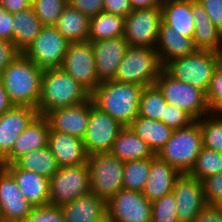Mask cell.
<instances>
[{
    "mask_svg": "<svg viewBox=\"0 0 222 222\" xmlns=\"http://www.w3.org/2000/svg\"><path fill=\"white\" fill-rule=\"evenodd\" d=\"M172 193L176 201L179 222H194L199 212L207 204L202 181L188 173L181 174L177 178Z\"/></svg>",
    "mask_w": 222,
    "mask_h": 222,
    "instance_id": "obj_15",
    "label": "cell"
},
{
    "mask_svg": "<svg viewBox=\"0 0 222 222\" xmlns=\"http://www.w3.org/2000/svg\"><path fill=\"white\" fill-rule=\"evenodd\" d=\"M43 71L23 53H20L3 71L1 80L9 101L17 106L35 109L41 95Z\"/></svg>",
    "mask_w": 222,
    "mask_h": 222,
    "instance_id": "obj_2",
    "label": "cell"
},
{
    "mask_svg": "<svg viewBox=\"0 0 222 222\" xmlns=\"http://www.w3.org/2000/svg\"><path fill=\"white\" fill-rule=\"evenodd\" d=\"M162 70L163 65L155 49L129 46L118 65L114 80L146 87L155 84Z\"/></svg>",
    "mask_w": 222,
    "mask_h": 222,
    "instance_id": "obj_5",
    "label": "cell"
},
{
    "mask_svg": "<svg viewBox=\"0 0 222 222\" xmlns=\"http://www.w3.org/2000/svg\"><path fill=\"white\" fill-rule=\"evenodd\" d=\"M194 17L193 42L197 50L222 53V31L211 21L198 0H192Z\"/></svg>",
    "mask_w": 222,
    "mask_h": 222,
    "instance_id": "obj_24",
    "label": "cell"
},
{
    "mask_svg": "<svg viewBox=\"0 0 222 222\" xmlns=\"http://www.w3.org/2000/svg\"><path fill=\"white\" fill-rule=\"evenodd\" d=\"M0 4L7 11L15 14L30 8L32 0H0Z\"/></svg>",
    "mask_w": 222,
    "mask_h": 222,
    "instance_id": "obj_50",
    "label": "cell"
},
{
    "mask_svg": "<svg viewBox=\"0 0 222 222\" xmlns=\"http://www.w3.org/2000/svg\"><path fill=\"white\" fill-rule=\"evenodd\" d=\"M222 172V153L202 147L195 164L188 173L190 176L203 180Z\"/></svg>",
    "mask_w": 222,
    "mask_h": 222,
    "instance_id": "obj_37",
    "label": "cell"
},
{
    "mask_svg": "<svg viewBox=\"0 0 222 222\" xmlns=\"http://www.w3.org/2000/svg\"><path fill=\"white\" fill-rule=\"evenodd\" d=\"M206 99L211 113L222 115V59L215 67Z\"/></svg>",
    "mask_w": 222,
    "mask_h": 222,
    "instance_id": "obj_40",
    "label": "cell"
},
{
    "mask_svg": "<svg viewBox=\"0 0 222 222\" xmlns=\"http://www.w3.org/2000/svg\"><path fill=\"white\" fill-rule=\"evenodd\" d=\"M221 59L222 53L196 50L168 62L163 69L173 78L189 83L206 93L215 67Z\"/></svg>",
    "mask_w": 222,
    "mask_h": 222,
    "instance_id": "obj_6",
    "label": "cell"
},
{
    "mask_svg": "<svg viewBox=\"0 0 222 222\" xmlns=\"http://www.w3.org/2000/svg\"><path fill=\"white\" fill-rule=\"evenodd\" d=\"M133 10L161 7L162 0H130Z\"/></svg>",
    "mask_w": 222,
    "mask_h": 222,
    "instance_id": "obj_51",
    "label": "cell"
},
{
    "mask_svg": "<svg viewBox=\"0 0 222 222\" xmlns=\"http://www.w3.org/2000/svg\"><path fill=\"white\" fill-rule=\"evenodd\" d=\"M162 21L186 37L193 38L192 0H162Z\"/></svg>",
    "mask_w": 222,
    "mask_h": 222,
    "instance_id": "obj_27",
    "label": "cell"
},
{
    "mask_svg": "<svg viewBox=\"0 0 222 222\" xmlns=\"http://www.w3.org/2000/svg\"><path fill=\"white\" fill-rule=\"evenodd\" d=\"M207 204L222 207V172L202 180Z\"/></svg>",
    "mask_w": 222,
    "mask_h": 222,
    "instance_id": "obj_41",
    "label": "cell"
},
{
    "mask_svg": "<svg viewBox=\"0 0 222 222\" xmlns=\"http://www.w3.org/2000/svg\"><path fill=\"white\" fill-rule=\"evenodd\" d=\"M155 50L159 54L161 64L164 67L168 62L187 56L197 49L194 45L193 38L178 33L162 21Z\"/></svg>",
    "mask_w": 222,
    "mask_h": 222,
    "instance_id": "obj_25",
    "label": "cell"
},
{
    "mask_svg": "<svg viewBox=\"0 0 222 222\" xmlns=\"http://www.w3.org/2000/svg\"><path fill=\"white\" fill-rule=\"evenodd\" d=\"M15 180L24 198L34 207L49 205V179L14 163L0 164Z\"/></svg>",
    "mask_w": 222,
    "mask_h": 222,
    "instance_id": "obj_20",
    "label": "cell"
},
{
    "mask_svg": "<svg viewBox=\"0 0 222 222\" xmlns=\"http://www.w3.org/2000/svg\"><path fill=\"white\" fill-rule=\"evenodd\" d=\"M13 42L23 53L35 40L44 25L40 22L32 7L13 14Z\"/></svg>",
    "mask_w": 222,
    "mask_h": 222,
    "instance_id": "obj_30",
    "label": "cell"
},
{
    "mask_svg": "<svg viewBox=\"0 0 222 222\" xmlns=\"http://www.w3.org/2000/svg\"><path fill=\"white\" fill-rule=\"evenodd\" d=\"M38 115L33 107L17 105L0 115V163L11 153L17 137Z\"/></svg>",
    "mask_w": 222,
    "mask_h": 222,
    "instance_id": "obj_17",
    "label": "cell"
},
{
    "mask_svg": "<svg viewBox=\"0 0 222 222\" xmlns=\"http://www.w3.org/2000/svg\"><path fill=\"white\" fill-rule=\"evenodd\" d=\"M94 222H114L108 212L103 214L100 218L96 219Z\"/></svg>",
    "mask_w": 222,
    "mask_h": 222,
    "instance_id": "obj_53",
    "label": "cell"
},
{
    "mask_svg": "<svg viewBox=\"0 0 222 222\" xmlns=\"http://www.w3.org/2000/svg\"><path fill=\"white\" fill-rule=\"evenodd\" d=\"M90 99L81 104L48 111L50 131L62 132L83 139L89 121Z\"/></svg>",
    "mask_w": 222,
    "mask_h": 222,
    "instance_id": "obj_19",
    "label": "cell"
},
{
    "mask_svg": "<svg viewBox=\"0 0 222 222\" xmlns=\"http://www.w3.org/2000/svg\"><path fill=\"white\" fill-rule=\"evenodd\" d=\"M130 0H104L103 11L126 17L131 11Z\"/></svg>",
    "mask_w": 222,
    "mask_h": 222,
    "instance_id": "obj_48",
    "label": "cell"
},
{
    "mask_svg": "<svg viewBox=\"0 0 222 222\" xmlns=\"http://www.w3.org/2000/svg\"><path fill=\"white\" fill-rule=\"evenodd\" d=\"M212 23L222 31V0H198Z\"/></svg>",
    "mask_w": 222,
    "mask_h": 222,
    "instance_id": "obj_46",
    "label": "cell"
},
{
    "mask_svg": "<svg viewBox=\"0 0 222 222\" xmlns=\"http://www.w3.org/2000/svg\"><path fill=\"white\" fill-rule=\"evenodd\" d=\"M181 173L161 160L157 155L151 158L149 175L142 191L148 201H154L172 193L174 184Z\"/></svg>",
    "mask_w": 222,
    "mask_h": 222,
    "instance_id": "obj_23",
    "label": "cell"
},
{
    "mask_svg": "<svg viewBox=\"0 0 222 222\" xmlns=\"http://www.w3.org/2000/svg\"><path fill=\"white\" fill-rule=\"evenodd\" d=\"M90 192L87 163L59 167L49 179V205L61 207Z\"/></svg>",
    "mask_w": 222,
    "mask_h": 222,
    "instance_id": "obj_9",
    "label": "cell"
},
{
    "mask_svg": "<svg viewBox=\"0 0 222 222\" xmlns=\"http://www.w3.org/2000/svg\"><path fill=\"white\" fill-rule=\"evenodd\" d=\"M98 81L114 80L129 44L124 36L91 42Z\"/></svg>",
    "mask_w": 222,
    "mask_h": 222,
    "instance_id": "obj_18",
    "label": "cell"
},
{
    "mask_svg": "<svg viewBox=\"0 0 222 222\" xmlns=\"http://www.w3.org/2000/svg\"><path fill=\"white\" fill-rule=\"evenodd\" d=\"M152 202L139 191L121 189L107 201L114 222H151Z\"/></svg>",
    "mask_w": 222,
    "mask_h": 222,
    "instance_id": "obj_14",
    "label": "cell"
},
{
    "mask_svg": "<svg viewBox=\"0 0 222 222\" xmlns=\"http://www.w3.org/2000/svg\"><path fill=\"white\" fill-rule=\"evenodd\" d=\"M203 147L197 120L185 128L174 129L172 136L156 154L181 174L189 173Z\"/></svg>",
    "mask_w": 222,
    "mask_h": 222,
    "instance_id": "obj_4",
    "label": "cell"
},
{
    "mask_svg": "<svg viewBox=\"0 0 222 222\" xmlns=\"http://www.w3.org/2000/svg\"><path fill=\"white\" fill-rule=\"evenodd\" d=\"M33 208L14 178L0 166V222H23Z\"/></svg>",
    "mask_w": 222,
    "mask_h": 222,
    "instance_id": "obj_16",
    "label": "cell"
},
{
    "mask_svg": "<svg viewBox=\"0 0 222 222\" xmlns=\"http://www.w3.org/2000/svg\"><path fill=\"white\" fill-rule=\"evenodd\" d=\"M194 222H222V207L206 204Z\"/></svg>",
    "mask_w": 222,
    "mask_h": 222,
    "instance_id": "obj_49",
    "label": "cell"
},
{
    "mask_svg": "<svg viewBox=\"0 0 222 222\" xmlns=\"http://www.w3.org/2000/svg\"><path fill=\"white\" fill-rule=\"evenodd\" d=\"M89 19L87 15L68 4L54 27L68 42H84L88 40Z\"/></svg>",
    "mask_w": 222,
    "mask_h": 222,
    "instance_id": "obj_31",
    "label": "cell"
},
{
    "mask_svg": "<svg viewBox=\"0 0 222 222\" xmlns=\"http://www.w3.org/2000/svg\"><path fill=\"white\" fill-rule=\"evenodd\" d=\"M143 88L133 83L105 81L95 85L90 92V99L99 110L128 127L138 116Z\"/></svg>",
    "mask_w": 222,
    "mask_h": 222,
    "instance_id": "obj_1",
    "label": "cell"
},
{
    "mask_svg": "<svg viewBox=\"0 0 222 222\" xmlns=\"http://www.w3.org/2000/svg\"><path fill=\"white\" fill-rule=\"evenodd\" d=\"M68 3L90 18L103 11L104 0H68Z\"/></svg>",
    "mask_w": 222,
    "mask_h": 222,
    "instance_id": "obj_44",
    "label": "cell"
},
{
    "mask_svg": "<svg viewBox=\"0 0 222 222\" xmlns=\"http://www.w3.org/2000/svg\"><path fill=\"white\" fill-rule=\"evenodd\" d=\"M48 147L59 167L78 166L87 163L88 154L79 137L56 131H49Z\"/></svg>",
    "mask_w": 222,
    "mask_h": 222,
    "instance_id": "obj_21",
    "label": "cell"
},
{
    "mask_svg": "<svg viewBox=\"0 0 222 222\" xmlns=\"http://www.w3.org/2000/svg\"><path fill=\"white\" fill-rule=\"evenodd\" d=\"M13 104L9 101L8 95L0 79V115L9 110Z\"/></svg>",
    "mask_w": 222,
    "mask_h": 222,
    "instance_id": "obj_52",
    "label": "cell"
},
{
    "mask_svg": "<svg viewBox=\"0 0 222 222\" xmlns=\"http://www.w3.org/2000/svg\"><path fill=\"white\" fill-rule=\"evenodd\" d=\"M197 121L202 132L203 147L222 153V115L209 113Z\"/></svg>",
    "mask_w": 222,
    "mask_h": 222,
    "instance_id": "obj_36",
    "label": "cell"
},
{
    "mask_svg": "<svg viewBox=\"0 0 222 222\" xmlns=\"http://www.w3.org/2000/svg\"><path fill=\"white\" fill-rule=\"evenodd\" d=\"M109 153L123 162L155 156L151 148L129 127H124L116 137Z\"/></svg>",
    "mask_w": 222,
    "mask_h": 222,
    "instance_id": "obj_28",
    "label": "cell"
},
{
    "mask_svg": "<svg viewBox=\"0 0 222 222\" xmlns=\"http://www.w3.org/2000/svg\"><path fill=\"white\" fill-rule=\"evenodd\" d=\"M68 42L54 26H44L23 54L42 71L61 68Z\"/></svg>",
    "mask_w": 222,
    "mask_h": 222,
    "instance_id": "obj_10",
    "label": "cell"
},
{
    "mask_svg": "<svg viewBox=\"0 0 222 222\" xmlns=\"http://www.w3.org/2000/svg\"><path fill=\"white\" fill-rule=\"evenodd\" d=\"M151 222H179L173 193L152 201Z\"/></svg>",
    "mask_w": 222,
    "mask_h": 222,
    "instance_id": "obj_39",
    "label": "cell"
},
{
    "mask_svg": "<svg viewBox=\"0 0 222 222\" xmlns=\"http://www.w3.org/2000/svg\"><path fill=\"white\" fill-rule=\"evenodd\" d=\"M155 85L167 103L185 110L195 120L211 113L203 90L173 78L164 69L156 79Z\"/></svg>",
    "mask_w": 222,
    "mask_h": 222,
    "instance_id": "obj_8",
    "label": "cell"
},
{
    "mask_svg": "<svg viewBox=\"0 0 222 222\" xmlns=\"http://www.w3.org/2000/svg\"><path fill=\"white\" fill-rule=\"evenodd\" d=\"M166 105L165 98L155 84L146 86L141 93L138 116L160 121Z\"/></svg>",
    "mask_w": 222,
    "mask_h": 222,
    "instance_id": "obj_34",
    "label": "cell"
},
{
    "mask_svg": "<svg viewBox=\"0 0 222 222\" xmlns=\"http://www.w3.org/2000/svg\"><path fill=\"white\" fill-rule=\"evenodd\" d=\"M90 99V92L67 74L62 68L45 70L41 79V95L38 113L71 107Z\"/></svg>",
    "mask_w": 222,
    "mask_h": 222,
    "instance_id": "obj_3",
    "label": "cell"
},
{
    "mask_svg": "<svg viewBox=\"0 0 222 222\" xmlns=\"http://www.w3.org/2000/svg\"><path fill=\"white\" fill-rule=\"evenodd\" d=\"M161 7L132 10L125 17L124 38L129 46L156 48Z\"/></svg>",
    "mask_w": 222,
    "mask_h": 222,
    "instance_id": "obj_11",
    "label": "cell"
},
{
    "mask_svg": "<svg viewBox=\"0 0 222 222\" xmlns=\"http://www.w3.org/2000/svg\"><path fill=\"white\" fill-rule=\"evenodd\" d=\"M14 42L0 40V79L6 67L20 54Z\"/></svg>",
    "mask_w": 222,
    "mask_h": 222,
    "instance_id": "obj_45",
    "label": "cell"
},
{
    "mask_svg": "<svg viewBox=\"0 0 222 222\" xmlns=\"http://www.w3.org/2000/svg\"><path fill=\"white\" fill-rule=\"evenodd\" d=\"M61 68L91 92L98 81L93 47L89 40L70 42Z\"/></svg>",
    "mask_w": 222,
    "mask_h": 222,
    "instance_id": "obj_13",
    "label": "cell"
},
{
    "mask_svg": "<svg viewBox=\"0 0 222 222\" xmlns=\"http://www.w3.org/2000/svg\"><path fill=\"white\" fill-rule=\"evenodd\" d=\"M125 18L105 11L90 17L88 40L98 41L124 36Z\"/></svg>",
    "mask_w": 222,
    "mask_h": 222,
    "instance_id": "obj_32",
    "label": "cell"
},
{
    "mask_svg": "<svg viewBox=\"0 0 222 222\" xmlns=\"http://www.w3.org/2000/svg\"><path fill=\"white\" fill-rule=\"evenodd\" d=\"M60 208L65 222H94L107 212V202L89 192Z\"/></svg>",
    "mask_w": 222,
    "mask_h": 222,
    "instance_id": "obj_26",
    "label": "cell"
},
{
    "mask_svg": "<svg viewBox=\"0 0 222 222\" xmlns=\"http://www.w3.org/2000/svg\"><path fill=\"white\" fill-rule=\"evenodd\" d=\"M124 128L108 113L95 107L90 99V115L83 143L88 155L111 150L119 132Z\"/></svg>",
    "mask_w": 222,
    "mask_h": 222,
    "instance_id": "obj_12",
    "label": "cell"
},
{
    "mask_svg": "<svg viewBox=\"0 0 222 222\" xmlns=\"http://www.w3.org/2000/svg\"><path fill=\"white\" fill-rule=\"evenodd\" d=\"M23 222H65L60 207L53 205L34 207Z\"/></svg>",
    "mask_w": 222,
    "mask_h": 222,
    "instance_id": "obj_43",
    "label": "cell"
},
{
    "mask_svg": "<svg viewBox=\"0 0 222 222\" xmlns=\"http://www.w3.org/2000/svg\"><path fill=\"white\" fill-rule=\"evenodd\" d=\"M151 158L126 161L123 169V189L142 192L150 171Z\"/></svg>",
    "mask_w": 222,
    "mask_h": 222,
    "instance_id": "obj_35",
    "label": "cell"
},
{
    "mask_svg": "<svg viewBox=\"0 0 222 222\" xmlns=\"http://www.w3.org/2000/svg\"><path fill=\"white\" fill-rule=\"evenodd\" d=\"M49 131L47 119L38 115L17 137L11 153L0 164H11L26 153L48 146Z\"/></svg>",
    "mask_w": 222,
    "mask_h": 222,
    "instance_id": "obj_22",
    "label": "cell"
},
{
    "mask_svg": "<svg viewBox=\"0 0 222 222\" xmlns=\"http://www.w3.org/2000/svg\"><path fill=\"white\" fill-rule=\"evenodd\" d=\"M18 168L30 170L50 179L59 169L48 146L26 153L13 162Z\"/></svg>",
    "mask_w": 222,
    "mask_h": 222,
    "instance_id": "obj_33",
    "label": "cell"
},
{
    "mask_svg": "<svg viewBox=\"0 0 222 222\" xmlns=\"http://www.w3.org/2000/svg\"><path fill=\"white\" fill-rule=\"evenodd\" d=\"M160 121L173 129H179L187 127L194 122L195 119L185 110L167 103L164 116Z\"/></svg>",
    "mask_w": 222,
    "mask_h": 222,
    "instance_id": "obj_42",
    "label": "cell"
},
{
    "mask_svg": "<svg viewBox=\"0 0 222 222\" xmlns=\"http://www.w3.org/2000/svg\"><path fill=\"white\" fill-rule=\"evenodd\" d=\"M124 163L109 152L88 156L90 193L106 202L123 189Z\"/></svg>",
    "mask_w": 222,
    "mask_h": 222,
    "instance_id": "obj_7",
    "label": "cell"
},
{
    "mask_svg": "<svg viewBox=\"0 0 222 222\" xmlns=\"http://www.w3.org/2000/svg\"><path fill=\"white\" fill-rule=\"evenodd\" d=\"M156 155L173 134L174 129L151 118L137 116L128 126Z\"/></svg>",
    "mask_w": 222,
    "mask_h": 222,
    "instance_id": "obj_29",
    "label": "cell"
},
{
    "mask_svg": "<svg viewBox=\"0 0 222 222\" xmlns=\"http://www.w3.org/2000/svg\"><path fill=\"white\" fill-rule=\"evenodd\" d=\"M13 14L0 4V40L13 42Z\"/></svg>",
    "mask_w": 222,
    "mask_h": 222,
    "instance_id": "obj_47",
    "label": "cell"
},
{
    "mask_svg": "<svg viewBox=\"0 0 222 222\" xmlns=\"http://www.w3.org/2000/svg\"><path fill=\"white\" fill-rule=\"evenodd\" d=\"M68 0H32L31 7L44 26H54Z\"/></svg>",
    "mask_w": 222,
    "mask_h": 222,
    "instance_id": "obj_38",
    "label": "cell"
}]
</instances>
